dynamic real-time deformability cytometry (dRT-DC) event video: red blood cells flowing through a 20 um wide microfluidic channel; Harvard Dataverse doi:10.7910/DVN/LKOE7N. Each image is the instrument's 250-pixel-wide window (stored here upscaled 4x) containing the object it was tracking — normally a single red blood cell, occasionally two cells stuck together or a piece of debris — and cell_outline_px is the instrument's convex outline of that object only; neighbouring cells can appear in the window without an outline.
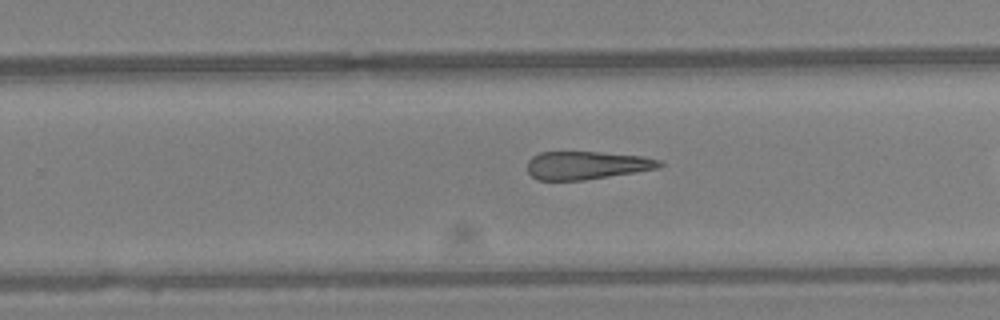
{"species": "Egyptian fruit bat (a non-hibernating species)", "species_latin": "Rousettus aegyptiacus", "temperature_condition": "warm", "stored_images_in_passage": 24, "camera_frame_rate_fps": 3000, "um_per_image_px": 0.085, "animal": {"sex": "female"}, "frame": {"image": 1, "passage_image": 17, "time_ms": 5.333, "image_size_px": [1000, 320], "cell_outline_px": [[664, 164], [660, 168], [584, 180], [536, 180], [528, 172], [528, 160], [532, 156], [540, 152], [600, 152], [644, 156], [660, 160]], "centroid_in_image_um": [49.87, 14.04], "position_along_channel_um": 279.9, "area_um2": 21.68}}